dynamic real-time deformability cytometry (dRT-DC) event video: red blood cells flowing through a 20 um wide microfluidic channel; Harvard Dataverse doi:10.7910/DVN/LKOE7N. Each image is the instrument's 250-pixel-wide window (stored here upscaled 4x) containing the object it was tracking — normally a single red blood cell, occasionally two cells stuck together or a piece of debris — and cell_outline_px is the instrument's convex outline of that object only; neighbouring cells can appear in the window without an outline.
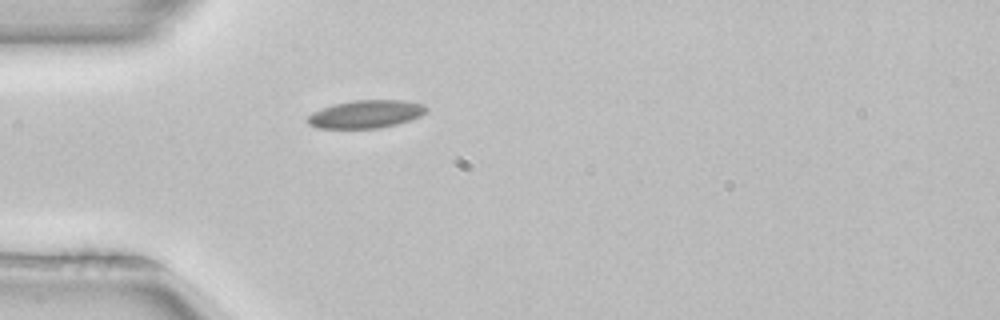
{"species": "common noctule bat (a hibernating species)", "species_latin": "Nyctalus noctula", "temperature_condition": "room temperature", "stored_images_in_passage": 1, "camera_frame_rate_fps": 3000, "um_per_image_px": 0.085, "animal": {"sex": "female", "body_mass_g": 22.7, "forearm_length_mm": 54.2}, "frame": {"image": 1, "passage_image": 1, "time_ms": 0.0, "image_size_px": [1000, 320], "cell_outline_px": [[428, 112], [420, 116], [396, 124], [376, 128], [316, 128], [308, 124], [308, 116], [312, 112], [336, 104], [356, 100], [404, 100], [424, 104], [428, 108]], "centroid_in_image_um": [31.13, 9.7], "position_along_channel_um": 53.9, "area_um2": 19.13}}